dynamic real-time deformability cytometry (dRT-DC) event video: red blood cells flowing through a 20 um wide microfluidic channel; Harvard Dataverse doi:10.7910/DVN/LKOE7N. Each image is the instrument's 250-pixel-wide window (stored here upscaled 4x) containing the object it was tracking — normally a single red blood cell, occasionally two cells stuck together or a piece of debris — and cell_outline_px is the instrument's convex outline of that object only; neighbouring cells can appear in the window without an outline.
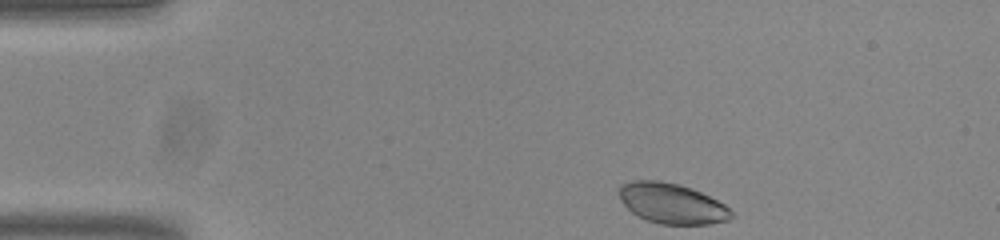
{"species": "common noctule bat (a hibernating species)", "species_latin": "Nyctalus noctula", "temperature_condition": "room temperature", "stored_images_in_passage": 46, "camera_frame_rate_fps": 3000, "um_per_image_px": 0.085, "animal": {"sex": "male", "body_mass_g": 20.0, "forearm_length_mm": 53.3}, "frame": {"image": 1, "passage_image": 1, "time_ms": 0.0, "image_size_px": [1000, 240], "cell_outline_px": [[732, 216], [728, 220], [708, 224], [660, 224], [648, 220], [632, 212], [620, 200], [616, 192], [620, 184], [632, 180], [660, 180], [680, 184], [692, 188], [724, 204], [732, 212]], "centroid_in_image_um": [57.05, 17.27], "position_along_channel_um": 27.9, "area_um2": 26.41}}
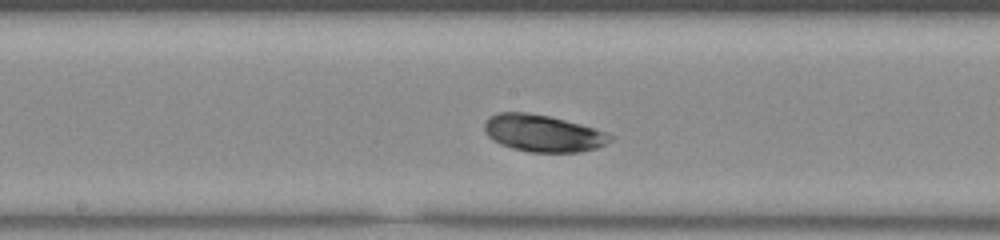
{"frame": {"image": 2, "passage_image": 20, "time_ms": 6.333, "image_size_px": [1000, 240], "cell_outline_px": [[616, 136], [612, 140], [596, 148], [580, 152], [528, 152], [512, 148], [500, 144], [492, 140], [488, 136], [484, 128], [484, 124], [488, 116], [500, 112], [528, 112], [548, 116], [596, 128], [608, 132]], "centroid_in_image_um": [46.16, 11.33], "position_along_channel_um": 202.0, "area_um2": 27.28}}
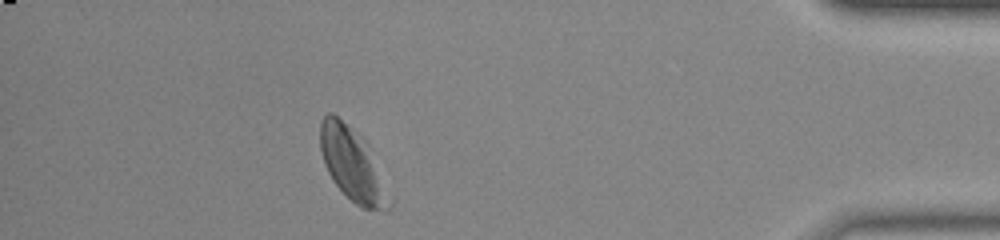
{"frame": {"image": 3, "passage_image": 40, "time_ms": 13.0, "image_size_px": [1000, 240], "cell_outline_px": [[396, 200], [392, 208], [388, 212], [364, 208], [356, 204], [332, 180], [324, 164], [320, 148], [320, 124], [324, 116], [328, 112], [332, 112], [356, 132], [368, 144]], "centroid_in_image_um": [30.06, 14.06], "position_along_channel_um": 405.1, "area_um2": 30.11}, "authors_computed_cell_mechanics": {"area_um2": 27.4261, "velocity_mm_per_s": 3.7685, "shape_relaxation_time_tau1_ms": 1.0834, "shape_relaxation_time_tau2_ms": null, "deformation_change_tau1": 0.0342, "deformation_change_tau2": null}}